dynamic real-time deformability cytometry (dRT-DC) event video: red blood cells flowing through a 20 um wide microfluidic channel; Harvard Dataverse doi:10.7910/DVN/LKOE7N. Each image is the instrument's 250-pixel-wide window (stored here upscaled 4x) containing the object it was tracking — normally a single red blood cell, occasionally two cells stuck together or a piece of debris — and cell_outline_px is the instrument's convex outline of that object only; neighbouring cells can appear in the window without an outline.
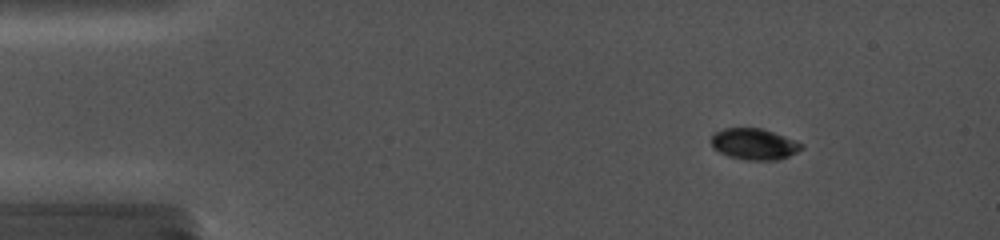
{"species": "common noctule bat (a hibernating species)", "species_latin": "Nyctalus noctula", "temperature_condition": "cold", "stored_images_in_passage": 61, "camera_frame_rate_fps": 5000, "um_per_image_px": 0.085, "animal": {"sex": "female", "body_mass_g": 19.0, "forearm_length_mm": 56.7}, "frame": {"image": 1, "passage_image": 6, "time_ms": 2.2, "image_size_px": [1000, 240], "cell_outline_px": [[804, 148], [788, 156], [776, 160], [748, 160], [728, 156], [712, 148], [712, 136], [716, 132], [724, 128], [760, 128], [796, 140], [804, 144]], "centroid_in_image_um": [64.12, 12.25], "position_along_channel_um": 20.9, "area_um2": 16.3}}
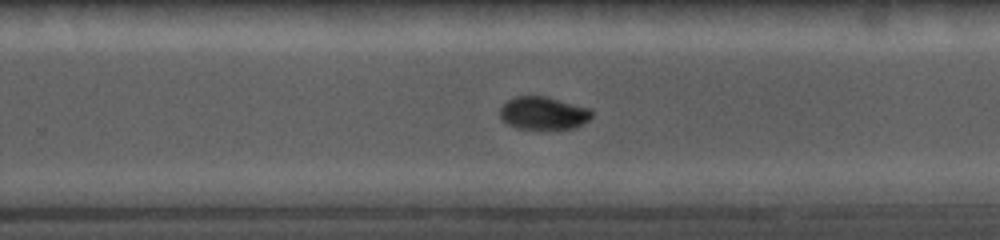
{"frame": {"image": 2, "passage_image": 40, "time_ms": 11.4, "image_size_px": [1000, 240], "cell_outline_px": [[592, 116], [588, 120], [572, 128], [520, 128], [508, 124], [500, 116], [500, 108], [508, 100], [516, 96], [548, 96], [588, 108], [592, 112]], "centroid_in_image_um": [46.17, 9.59], "position_along_channel_um": 283.6, "area_um2": 17.17}}
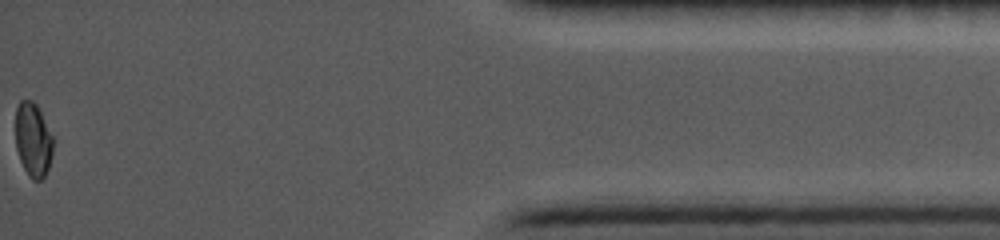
{"frame": {"image": 3, "passage_image": 61, "time_ms": 16.8, "image_size_px": [1000, 240], "cell_outline_px": [[52, 156], [48, 168], [44, 176], [40, 180], [32, 180], [28, 176], [20, 160], [16, 148], [16, 108], [20, 100], [32, 100], [36, 104], [52, 136]], "centroid_in_image_um": [2.79, 11.9], "position_along_channel_um": 432.4, "area_um2": 16.01}}